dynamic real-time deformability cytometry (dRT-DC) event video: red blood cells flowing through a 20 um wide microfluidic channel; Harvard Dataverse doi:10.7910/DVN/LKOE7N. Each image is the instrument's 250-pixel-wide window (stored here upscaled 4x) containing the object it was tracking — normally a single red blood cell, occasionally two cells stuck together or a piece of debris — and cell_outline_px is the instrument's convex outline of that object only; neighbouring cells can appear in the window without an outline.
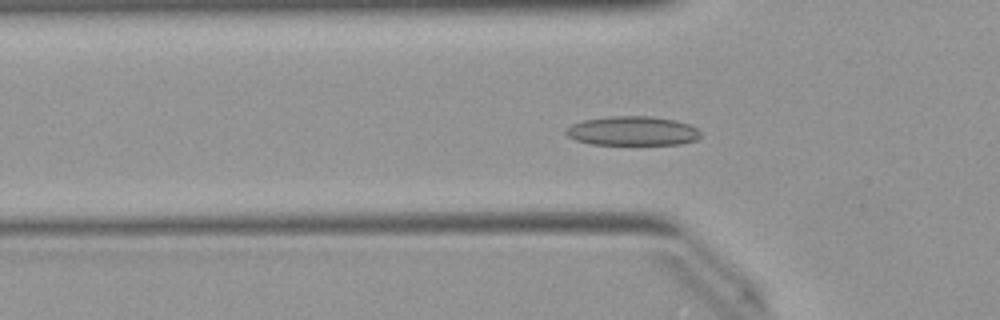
{"species": "Egyptian fruit bat (a non-hibernating species)", "species_latin": "Rousettus aegyptiacus", "temperature_condition": "warm", "stored_images_in_passage": 36, "camera_frame_rate_fps": 3000, "um_per_image_px": 0.085, "animal": {"sex": "female"}, "frame": {"image": 1, "passage_image": 2, "time_ms": 0.333, "image_size_px": [1000, 320], "cell_outline_px": [[700, 136], [696, 140], [680, 144], [588, 144], [576, 140], [568, 136], [564, 132], [572, 124], [584, 120], [608, 116], [652, 116], [676, 120], [688, 124], [696, 128], [700, 132]], "centroid_in_image_um": [53.76, 11.12], "position_along_channel_um": 72.0, "area_um2": 22.89}}
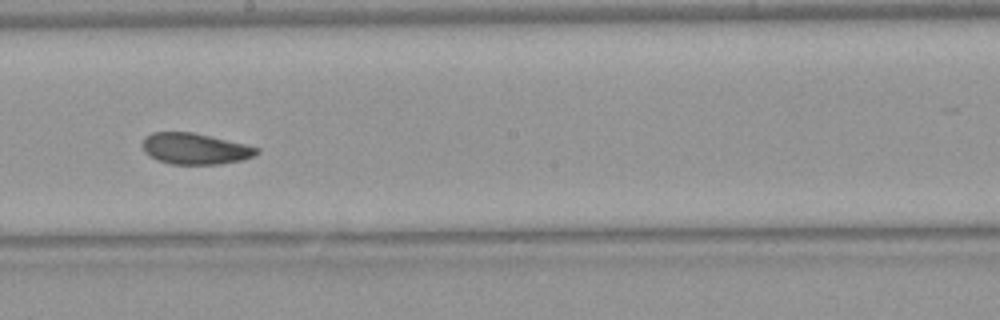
{"frame": {"image": 2, "passage_image": 14, "time_ms": 4.333, "image_size_px": [1000, 320], "cell_outline_px": [[260, 152], [252, 156], [240, 160], [220, 164], [172, 164], [156, 160], [148, 156], [144, 152], [144, 136], [152, 132], [192, 132], [212, 136], [260, 148]], "centroid_in_image_um": [16.56, 12.64], "position_along_channel_um": 231.6, "area_um2": 20.69}}
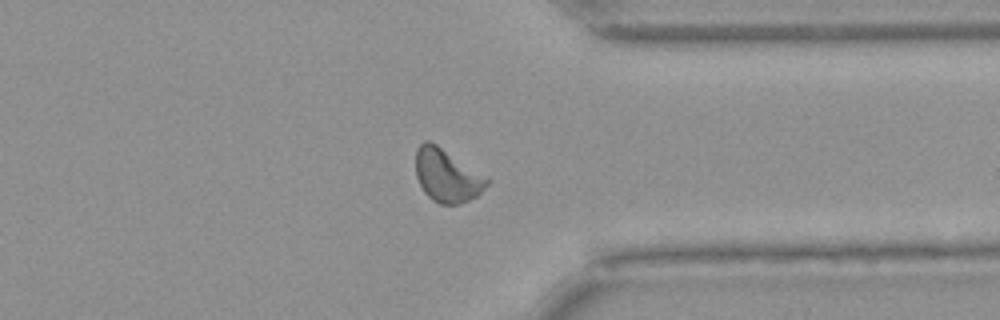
{"frame": {"image": 3, "passage_image": 25, "time_ms": 8.0, "image_size_px": [1000, 320], "cell_outline_px": [[488, 184], [476, 196], [468, 200], [456, 204], [440, 204], [432, 200], [424, 192], [416, 176], [416, 148], [424, 140], [428, 140], [436, 144], [488, 176]], "centroid_in_image_um": [37.98, 14.9], "position_along_channel_um": 373.4, "area_um2": 21.96}, "authors_computed_cell_mechanics": {"area_um2": 21.386, "velocity_mm_per_s": 3.9918, "shape_relaxation_time_tau1_ms": 6.8865, "shape_relaxation_time_tau2_ms": 5.5016, "deformation_change_tau1": 0.1414, "deformation_change_tau2": 0.0844}}